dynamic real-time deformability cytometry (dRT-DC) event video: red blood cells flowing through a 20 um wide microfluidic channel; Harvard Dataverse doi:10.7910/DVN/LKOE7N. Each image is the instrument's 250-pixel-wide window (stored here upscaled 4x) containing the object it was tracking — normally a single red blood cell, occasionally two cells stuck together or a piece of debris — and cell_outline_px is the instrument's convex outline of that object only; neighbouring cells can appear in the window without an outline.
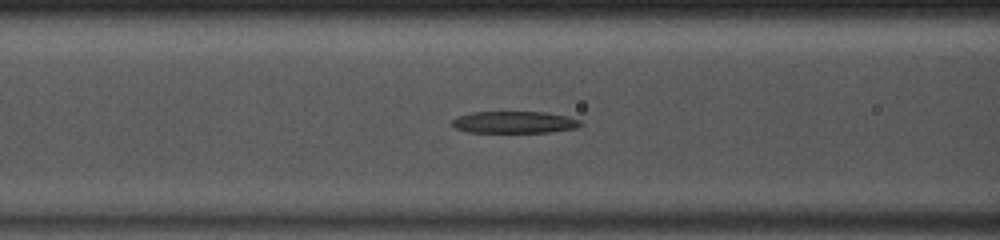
{"species": "common noctule bat (a hibernating species)", "species_latin": "Nyctalus noctula", "temperature_condition": "room temperature", "stored_images_in_passage": 38, "camera_frame_rate_fps": 3000, "um_per_image_px": 0.085, "animal": {"sex": "male", "body_mass_g": 13.0, "forearm_length_mm": 53.1}, "frame": {"image": 1, "passage_image": 9, "time_ms": 2.667, "image_size_px": [1000, 240], "cell_outline_px": [[584, 124], [576, 128], [548, 132], [468, 132], [456, 128], [452, 124], [452, 120], [456, 116], [472, 112], [548, 112], [568, 116], [580, 120]], "centroid_in_image_um": [43.74, 10.38], "position_along_channel_um": 122.9, "area_um2": 16.47}}
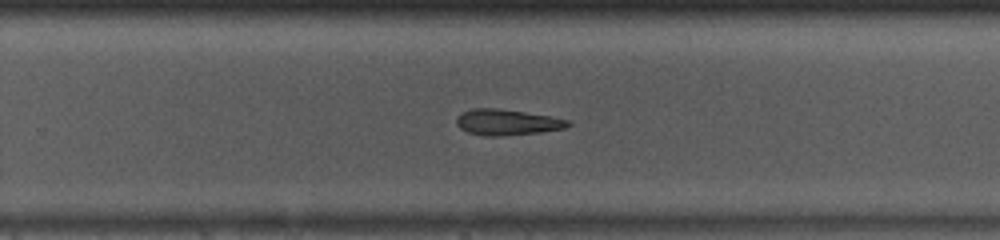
{"frame": {"image": 2, "passage_image": 21, "time_ms": 6.667, "image_size_px": [1000, 240], "cell_outline_px": [[572, 124], [564, 128], [540, 132], [500, 136], [484, 136], [468, 132], [460, 128], [456, 124], [456, 116], [472, 108], [496, 108], [552, 116], [572, 120]], "centroid_in_image_um": [43.12, 10.39], "position_along_channel_um": 286.7, "area_um2": 16.88}}
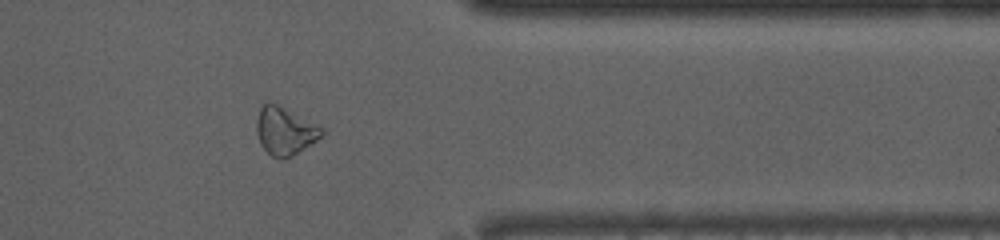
{"frame": {"image": 3, "passage_image": 29, "time_ms": 9.333, "image_size_px": [1000, 240], "cell_outline_px": [[324, 132], [312, 144], [292, 156], [284, 160], [280, 160], [272, 156], [260, 144], [256, 132], [256, 120], [260, 108], [268, 100], [324, 128]], "centroid_in_image_um": [24.19, 11.15], "position_along_channel_um": 387.2, "area_um2": 18.09}, "authors_computed_cell_mechanics": {"area_um2": 17.2533, "velocity_mm_per_s": 4.0985, "shape_relaxation_time_tau1_ms": null, "shape_relaxation_time_tau2_ms": 8.7721, "deformation_change_tau1": null, "deformation_change_tau2": 0.2722}}